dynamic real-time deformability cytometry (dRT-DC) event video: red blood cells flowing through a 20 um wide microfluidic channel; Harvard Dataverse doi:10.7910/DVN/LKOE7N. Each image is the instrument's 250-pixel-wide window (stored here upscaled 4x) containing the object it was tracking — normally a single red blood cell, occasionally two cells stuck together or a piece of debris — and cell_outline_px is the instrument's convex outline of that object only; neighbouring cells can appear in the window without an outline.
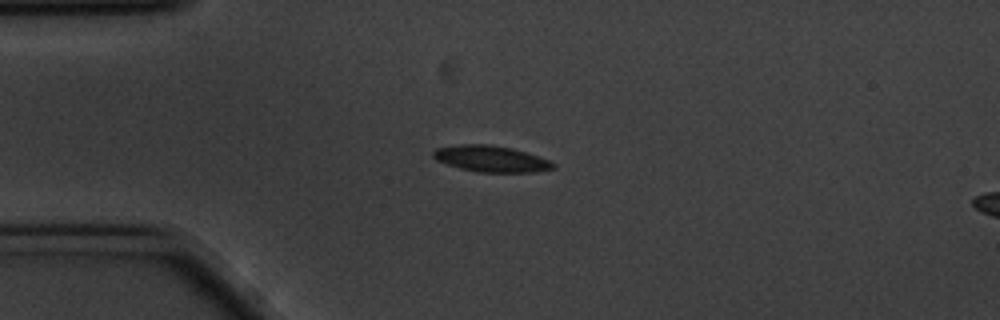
{"species": "common noctule bat (a hibernating species)", "species_latin": "Nyctalus noctula", "temperature_condition": "cold", "stored_images_in_passage": 45, "camera_frame_rate_fps": 3000, "um_per_image_px": 0.085, "animal": {"sex": "male", "body_mass_g": 20.1, "forearm_length_mm": 53.5}, "frame": {"image": 1, "passage_image": 1, "time_ms": 0.0, "image_size_px": [1000, 320], "cell_outline_px": [[556, 168], [536, 172], [480, 172], [460, 168], [436, 160], [432, 156], [432, 152], [436, 148], [460, 144], [488, 144], [512, 148], [548, 160], [556, 164]], "centroid_in_image_um": [41.73, 13.5], "position_along_channel_um": 43.3, "area_um2": 18.21}}
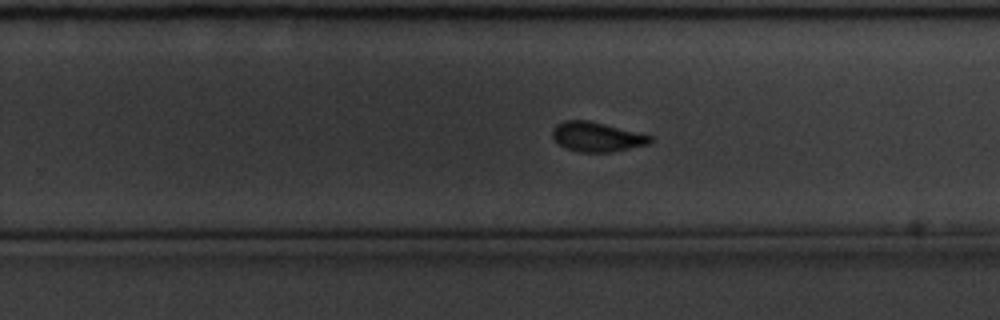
{"frame": {"image": 2, "passage_image": 23, "time_ms": 7.333, "image_size_px": [1000, 320], "cell_outline_px": [[652, 140], [648, 144], [612, 152], [580, 152], [564, 148], [552, 140], [552, 128], [556, 124], [564, 120], [588, 120], [652, 136]], "centroid_in_image_um": [50.65, 11.63], "position_along_channel_um": 279.1, "area_um2": 16.88}}
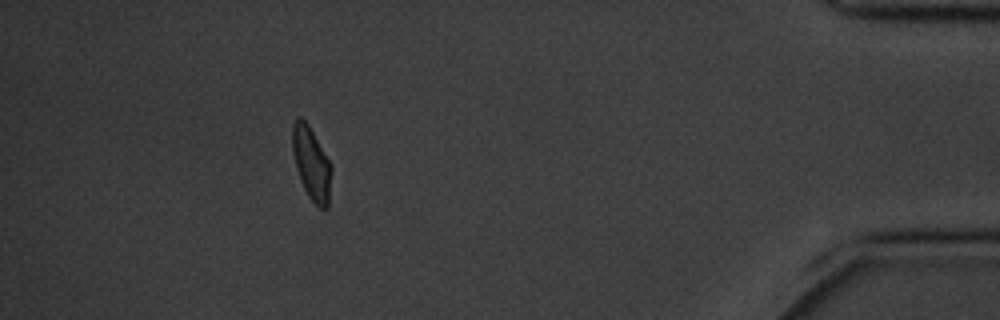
{"frame": {"image": 3, "passage_image": 39, "time_ms": 12.667, "image_size_px": [1000, 320], "cell_outline_px": [[332, 168], [328, 208], [320, 208], [308, 196], [300, 180], [296, 168], [292, 152], [292, 124], [296, 116], [300, 116], [308, 124], [332, 164]], "centroid_in_image_um": [26.46, 13.86], "position_along_channel_um": 408.7, "area_um2": 16.76}, "authors_computed_cell_mechanics": {"area_um2": 17.3978, "velocity_mm_per_s": 3.4667, "shape_relaxation_time_tau1_ms": 3.5013, "shape_relaxation_time_tau2_ms": 1.607, "deformation_change_tau1": 0.1278, "deformation_change_tau2": 0.0784}}